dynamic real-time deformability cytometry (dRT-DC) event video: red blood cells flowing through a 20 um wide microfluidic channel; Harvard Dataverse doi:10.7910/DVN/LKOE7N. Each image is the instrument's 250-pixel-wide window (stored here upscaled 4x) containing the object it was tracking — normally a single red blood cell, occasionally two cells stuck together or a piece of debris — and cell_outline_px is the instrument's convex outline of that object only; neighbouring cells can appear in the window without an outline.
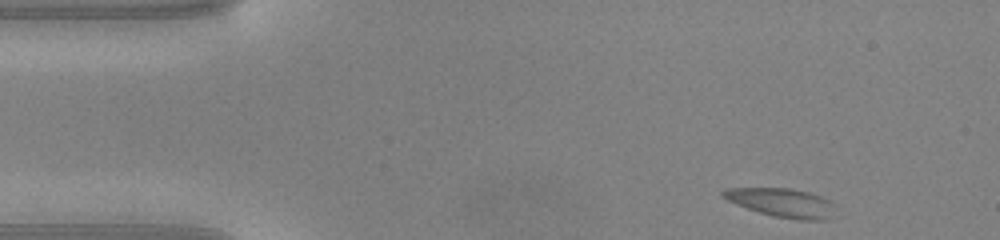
{"species": "common noctule bat (a hibernating species)", "species_latin": "Nyctalus noctula", "temperature_condition": "warm", "stored_images_in_passage": 47, "camera_frame_rate_fps": 3000, "um_per_image_px": 0.085, "animal": {"sex": "male", "body_mass_g": 20.0, "forearm_length_mm": 53.3}, "frame": {"image": 1, "passage_image": 1, "time_ms": 0.0, "image_size_px": [1000, 240], "cell_outline_px": [[828, 216], [824, 220], [800, 220], [776, 216], [760, 212], [748, 208], [728, 200], [720, 196], [720, 192], [724, 188], [788, 188], [808, 192], [820, 196], [828, 200]], "centroid_in_image_um": [66.31, 17.19], "position_along_channel_um": 18.7, "area_um2": 17.98}}
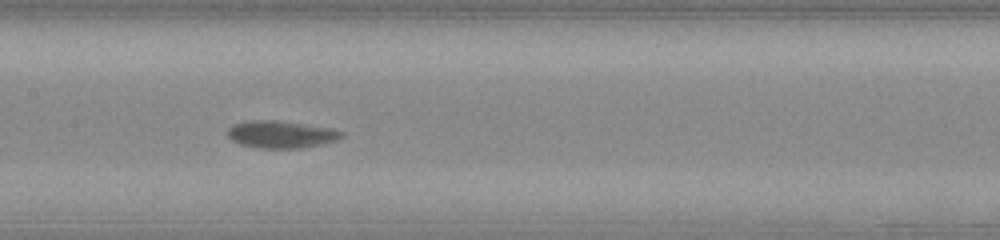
{"frame": {"image": 2, "passage_image": 20, "time_ms": 6.333, "image_size_px": [1000, 240], "cell_outline_px": [[344, 136], [320, 144], [300, 148], [260, 148], [240, 144], [232, 140], [228, 136], [228, 128], [232, 124], [252, 120], [272, 120], [328, 128], [344, 132]], "centroid_in_image_um": [23.82, 11.42], "position_along_channel_um": 183.6, "area_um2": 17.63}}
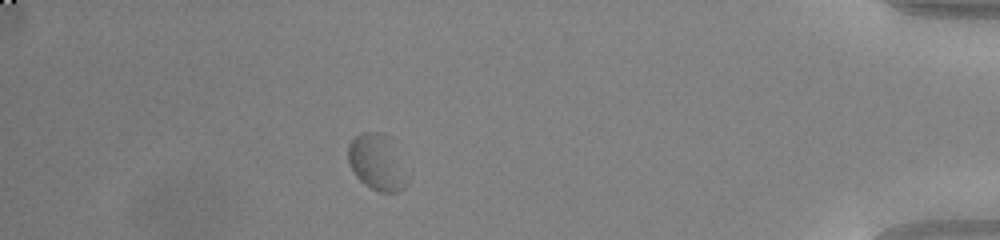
{"frame": {"image": 3, "passage_image": 41, "time_ms": 13.333, "image_size_px": [1000, 240], "cell_outline_px": [[408, 180], [404, 188], [396, 192], [380, 192], [364, 184], [356, 176], [348, 160], [348, 144], [356, 136], [364, 132], [376, 132], [384, 136]], "centroid_in_image_um": [31.95, 13.86], "position_along_channel_um": 403.3, "area_um2": 17.92}, "authors_computed_cell_mechanics": {"area_um2": 17.918, "velocity_mm_per_s": 3.8853, "shape_relaxation_time_tau1_ms": 3.3611, "shape_relaxation_time_tau2_ms": null, "deformation_change_tau1": 0.1167, "deformation_change_tau2": null}}